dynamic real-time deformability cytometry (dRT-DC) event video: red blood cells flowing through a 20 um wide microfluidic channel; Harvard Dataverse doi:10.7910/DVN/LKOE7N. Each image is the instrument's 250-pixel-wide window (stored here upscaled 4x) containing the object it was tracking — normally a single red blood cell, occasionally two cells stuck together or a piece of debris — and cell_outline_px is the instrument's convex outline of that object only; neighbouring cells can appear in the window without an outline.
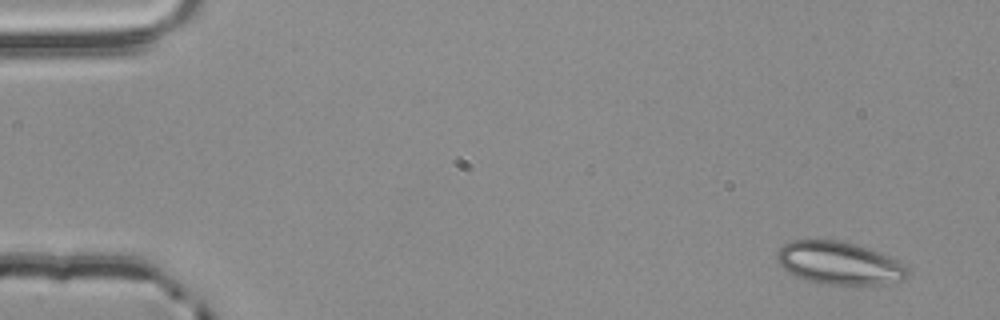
{"species": "common noctule bat (a hibernating species)", "species_latin": "Nyctalus noctula", "temperature_condition": "room temperature", "stored_images_in_passage": 3, "camera_frame_rate_fps": 3000, "um_per_image_px": 0.085, "animal": {"sex": "male", "body_mass_g": 20.4}, "frame": {"image": 1, "passage_image": 1, "time_ms": 0.0, "image_size_px": [1000, 320], "cell_outline_px": [[912, 272], [904, 280], [884, 284], [824, 284], [804, 280], [788, 272], [776, 260], [776, 252], [784, 244], [792, 240], [840, 240], [856, 244], [880, 252], [908, 264]], "centroid_in_image_um": [71.39, 22.36], "position_along_channel_um": 13.6, "area_um2": 33.06}}